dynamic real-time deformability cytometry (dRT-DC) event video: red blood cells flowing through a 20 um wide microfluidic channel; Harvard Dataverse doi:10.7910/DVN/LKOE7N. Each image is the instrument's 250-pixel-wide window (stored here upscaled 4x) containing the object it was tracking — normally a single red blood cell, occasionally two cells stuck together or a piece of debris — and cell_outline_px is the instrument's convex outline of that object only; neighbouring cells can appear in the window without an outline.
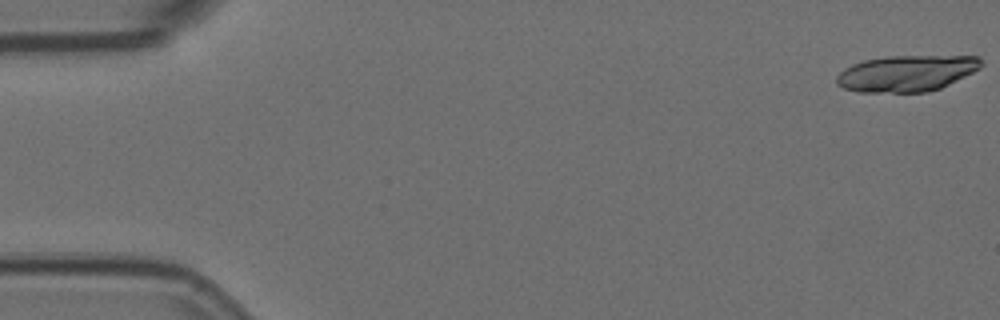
{"species": "Egyptian fruit bat (a non-hibernating species)", "species_latin": "Rousettus aegyptiacus", "temperature_condition": "room temperature", "stored_images_in_passage": 5, "camera_frame_rate_fps": 3000, "um_per_image_px": 0.085, "animal": {"sex": "female"}, "frame": {"image": 1, "passage_image": 1, "time_ms": 0.0, "image_size_px": [1000, 320], "cell_outline_px": [[984, 64], [980, 68], [940, 88], [928, 92], [860, 92], [844, 88], [836, 84], [836, 76], [844, 68], [852, 64], [864, 60], [884, 56], [980, 56], [984, 60]], "centroid_in_image_um": [77.05, 6.22], "position_along_channel_um": 7.9, "area_um2": 30.58}}